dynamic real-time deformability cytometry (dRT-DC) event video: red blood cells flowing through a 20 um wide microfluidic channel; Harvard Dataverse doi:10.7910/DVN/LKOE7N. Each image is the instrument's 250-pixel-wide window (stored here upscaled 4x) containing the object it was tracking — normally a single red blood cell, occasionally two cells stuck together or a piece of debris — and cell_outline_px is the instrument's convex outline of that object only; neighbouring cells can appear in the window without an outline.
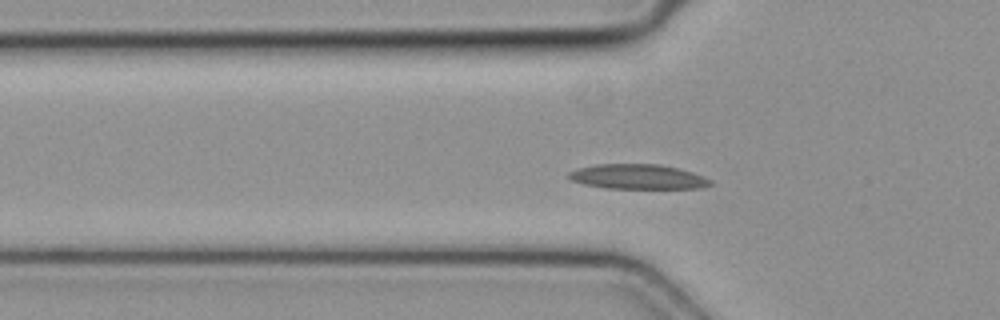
{"species": "common noctule bat (a hibernating species)", "species_latin": "Nyctalus noctula", "temperature_condition": "cold", "stored_images_in_passage": 35, "camera_frame_rate_fps": 3000, "um_per_image_px": 0.085, "animal": {"sex": "female", "body_mass_g": 19.3, "forearm_length_mm": 54.1}, "frame": {"image": 1, "passage_image": 2, "time_ms": 0.333, "image_size_px": [1000, 320], "cell_outline_px": [[716, 184], [704, 188], [604, 188], [584, 184], [572, 180], [568, 176], [568, 172], [580, 168], [596, 164], [660, 164], [692, 172], [704, 176], [712, 180]], "centroid_in_image_um": [54.28, 15.03], "position_along_channel_um": 71.5, "area_um2": 20.52}}
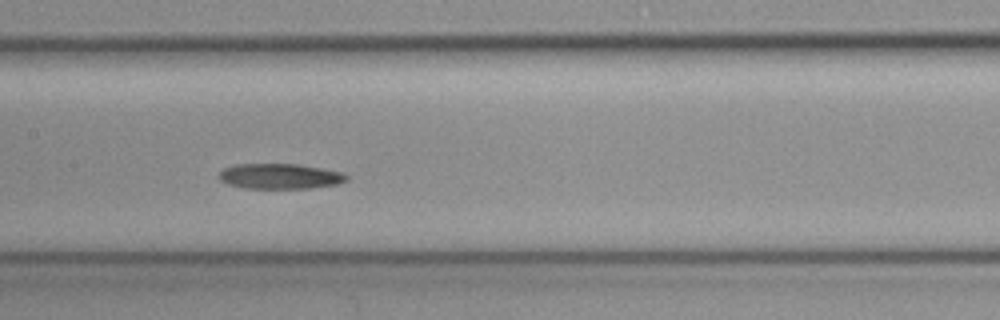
{"frame": {"image": 2, "passage_image": 10, "time_ms": 3.0, "image_size_px": [1000, 320], "cell_outline_px": [[348, 180], [340, 184], [308, 188], [244, 188], [228, 184], [220, 180], [216, 176], [224, 168], [236, 164], [296, 164], [344, 172], [348, 176]], "centroid_in_image_um": [23.8, 14.98], "position_along_channel_um": 183.6, "area_um2": 18.9}}
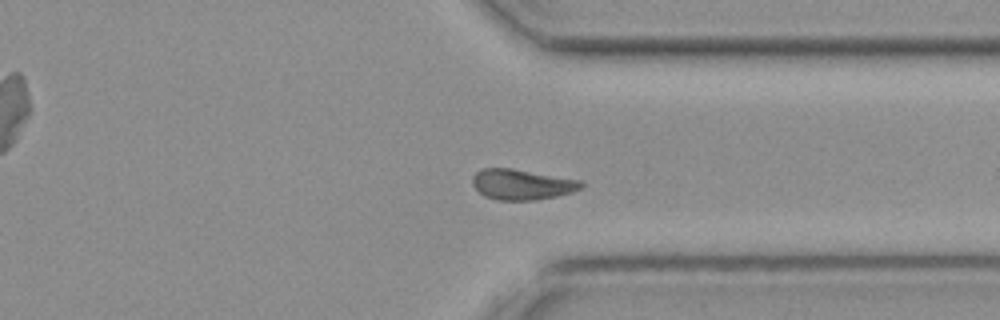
{"frame": {"image": 3, "passage_image": 23, "time_ms": 7.333, "image_size_px": [1000, 320], "cell_outline_px": [[584, 184], [580, 188], [572, 192], [556, 196], [536, 200], [496, 200], [484, 196], [472, 184], [472, 176], [480, 168], [512, 168], [580, 180]], "centroid_in_image_um": [44.32, 15.67], "position_along_channel_um": 367.1, "area_um2": 19.31}}